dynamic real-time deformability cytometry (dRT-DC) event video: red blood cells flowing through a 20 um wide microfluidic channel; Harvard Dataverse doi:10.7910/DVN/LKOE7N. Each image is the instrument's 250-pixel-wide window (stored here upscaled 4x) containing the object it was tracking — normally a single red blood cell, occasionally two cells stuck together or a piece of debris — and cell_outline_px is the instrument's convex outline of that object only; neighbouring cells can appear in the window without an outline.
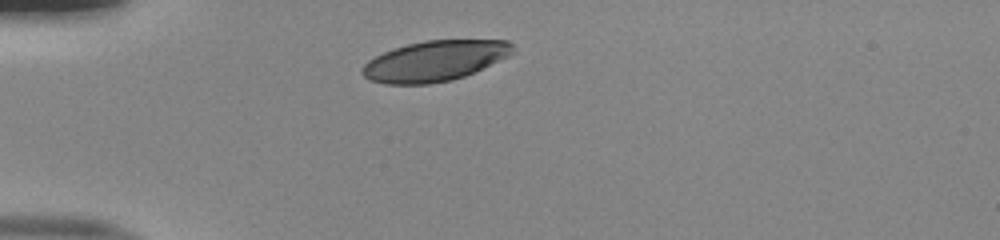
{"species": "human", "species_latin": "Homo sapiens", "temperature_condition": "room temperature", "stored_images_in_passage": 30, "camera_frame_rate_fps": 3000, "um_per_image_px": 0.085, "donor": {"sex": "male"}, "frame": {"image": 1, "passage_image": 1, "time_ms": 0.0, "image_size_px": [1000, 240], "cell_outline_px": [[512, 52], [508, 56], [464, 76], [452, 80], [428, 84], [384, 84], [372, 80], [364, 76], [360, 72], [360, 68], [368, 60], [392, 48], [424, 40], [508, 40], [512, 44]], "centroid_in_image_um": [36.9, 5.18], "position_along_channel_um": 48.1, "area_um2": 35.26}}
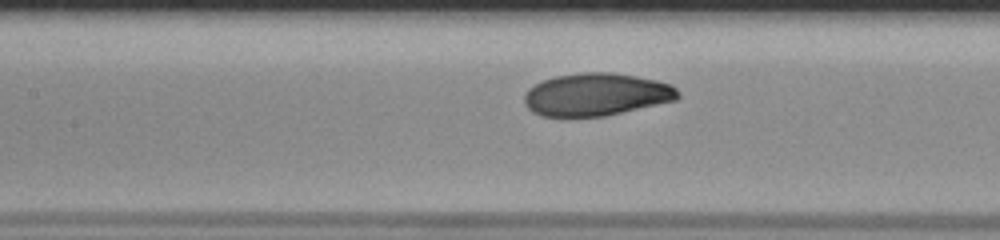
{"frame": {"image": 2, "passage_image": 11, "time_ms": 3.333, "image_size_px": [1000, 240], "cell_outline_px": [[680, 96], [676, 100], [604, 116], [540, 116], [532, 112], [524, 104], [524, 96], [528, 88], [544, 80], [556, 76], [584, 72], [612, 72], [636, 76], [656, 80], [672, 84], [680, 92]], "centroid_in_image_um": [50.69, 8.03], "position_along_channel_um": 156.7, "area_um2": 38.15}}
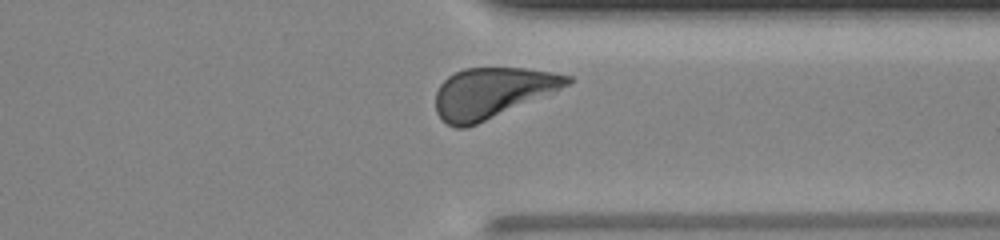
{"frame": {"image": 3, "passage_image": 27, "time_ms": 8.667, "image_size_px": [1000, 240], "cell_outline_px": [[576, 80], [560, 88], [476, 124], [464, 128], [456, 128], [448, 124], [436, 112], [436, 92], [440, 84], [448, 76], [464, 68], [524, 68], [552, 72], [572, 76]], "centroid_in_image_um": [41.8, 7.86], "position_along_channel_um": 369.6, "area_um2": 37.8}, "authors_computed_cell_mechanics": {"area_um2": 38.2636, "velocity_mm_per_s": 3.9881, "shape_relaxation_time_tau1_ms": 3.0896, "shape_relaxation_time_tau2_ms": 2.3037, "deformation_change_tau1": 0.1437, "deformation_change_tau2": 0.068}}